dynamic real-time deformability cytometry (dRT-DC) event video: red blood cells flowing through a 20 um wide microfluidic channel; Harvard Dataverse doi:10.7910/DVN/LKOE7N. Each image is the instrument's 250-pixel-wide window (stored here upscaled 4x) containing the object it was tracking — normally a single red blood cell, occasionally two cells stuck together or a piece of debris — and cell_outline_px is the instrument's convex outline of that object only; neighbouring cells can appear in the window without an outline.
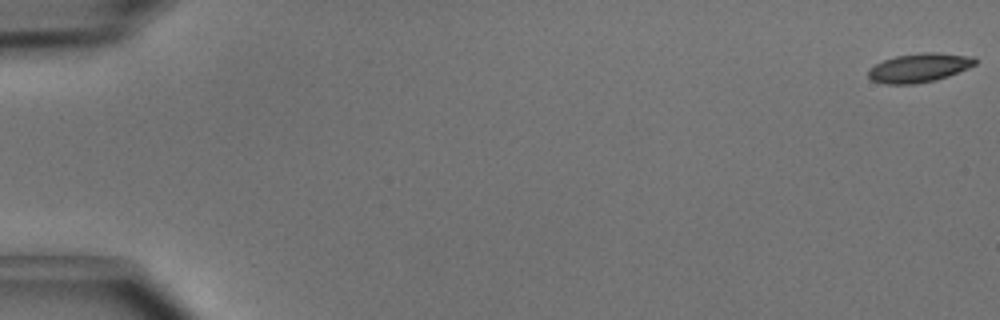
{"species": "common noctule bat (a hibernating species)", "species_latin": "Nyctalus noctula", "temperature_condition": "cold", "stored_images_in_passage": 51, "camera_frame_rate_fps": 3000, "um_per_image_px": 0.085, "animal": {"sex": "male", "body_mass_g": 15.6}, "frame": {"image": 1, "passage_image": 1, "time_ms": 0.0, "image_size_px": [1000, 320], "cell_outline_px": [[976, 64], [968, 68], [948, 76], [936, 80], [912, 84], [884, 84], [872, 80], [868, 76], [868, 68], [884, 60], [896, 56], [924, 52], [936, 52], [976, 56]], "centroid_in_image_um": [78.15, 5.75], "position_along_channel_um": 6.9, "area_um2": 18.09}}
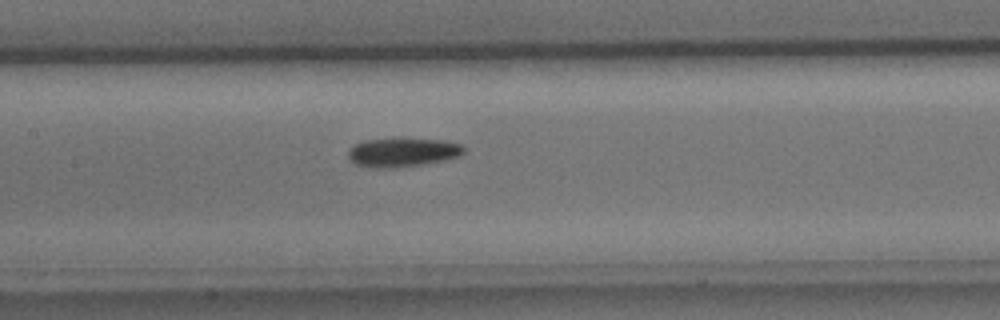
{"frame": {"image": 2, "passage_image": 25, "time_ms": 8.0, "image_size_px": [1000, 320], "cell_outline_px": [[464, 152], [460, 156], [444, 160], [424, 164], [396, 168], [372, 168], [356, 164], [348, 160], [348, 152], [356, 144], [364, 140], [392, 136], [440, 140], [460, 144], [464, 148]], "centroid_in_image_um": [34.19, 12.92], "position_along_channel_um": 173.2, "area_um2": 20.11}}
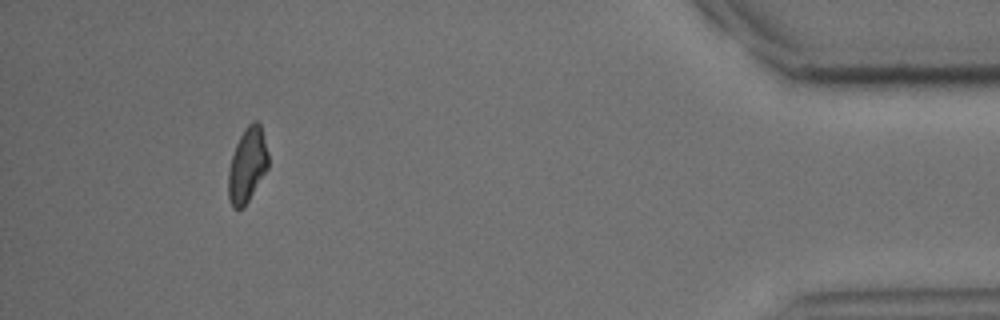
{"frame": {"image": 3, "passage_image": 47, "time_ms": 15.333, "image_size_px": [1000, 320], "cell_outline_px": [[268, 168], [244, 208], [232, 208], [228, 196], [228, 172], [232, 156], [236, 144], [244, 128], [252, 120], [256, 120], [260, 124], [268, 152]], "centroid_in_image_um": [21.02, 14.03], "position_along_channel_um": 414.2, "area_um2": 17.4}, "authors_computed_cell_mechanics": {"area_um2": 18.3226, "velocity_mm_per_s": 4.0503, "shape_relaxation_time_tau1_ms": 4.2124, "shape_relaxation_time_tau2_ms": 7.1068, "deformation_change_tau1": 0.1227, "deformation_change_tau2": 0.1406}}